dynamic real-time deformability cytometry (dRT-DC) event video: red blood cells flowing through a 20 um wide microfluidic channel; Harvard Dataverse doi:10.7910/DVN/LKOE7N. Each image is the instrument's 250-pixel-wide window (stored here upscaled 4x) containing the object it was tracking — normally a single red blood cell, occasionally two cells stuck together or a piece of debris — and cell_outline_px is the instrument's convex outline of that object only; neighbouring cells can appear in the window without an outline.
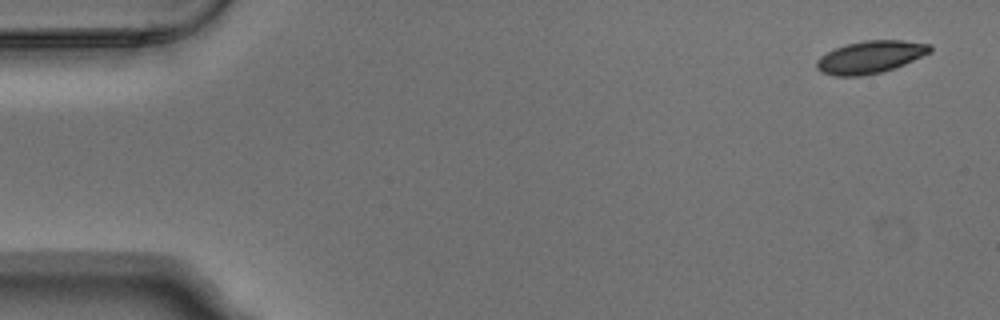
{"species": "Egyptian fruit bat (a non-hibernating species)", "species_latin": "Rousettus aegyptiacus", "temperature_condition": "warm", "stored_images_in_passage": 4, "camera_frame_rate_fps": 3000, "um_per_image_px": 0.085, "animal": {"sex": "male"}, "frame": {"image": 1, "passage_image": 1, "time_ms": 0.0, "image_size_px": [1000, 320], "cell_outline_px": [[932, 52], [904, 64], [880, 72], [860, 76], [836, 76], [820, 72], [816, 68], [816, 60], [820, 56], [844, 44], [864, 40], [904, 40], [932, 44]], "centroid_in_image_um": [73.98, 4.83], "position_along_channel_um": 11.0, "area_um2": 21.5}}
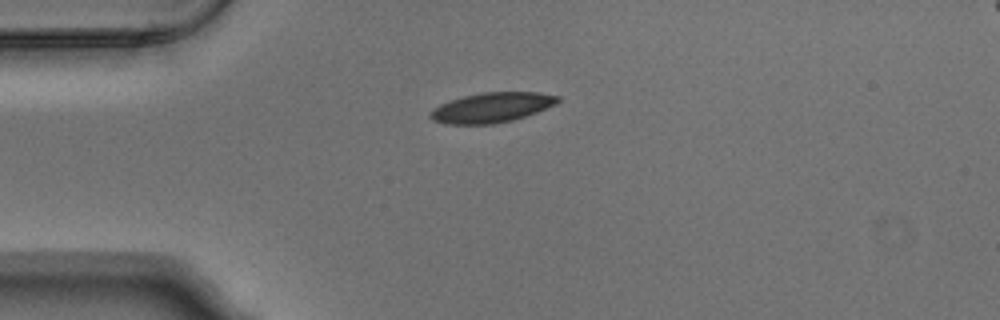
{"frame": {"image": 2, "passage_image": 4, "time_ms": 1.0, "image_size_px": [1000, 320], "cell_outline_px": [[560, 100], [556, 104], [536, 112], [512, 120], [492, 124], [444, 124], [432, 120], [428, 116], [428, 112], [440, 104], [464, 96], [484, 92], [540, 92], [560, 96]], "centroid_in_image_um": [41.78, 9.14], "position_along_channel_um": 43.2, "area_um2": 22.2}}